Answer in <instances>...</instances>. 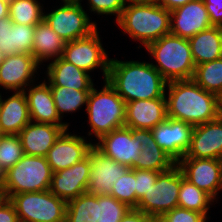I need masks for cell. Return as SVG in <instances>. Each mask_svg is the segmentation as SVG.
<instances>
[{
    "label": "cell",
    "mask_w": 222,
    "mask_h": 222,
    "mask_svg": "<svg viewBox=\"0 0 222 222\" xmlns=\"http://www.w3.org/2000/svg\"><path fill=\"white\" fill-rule=\"evenodd\" d=\"M167 117L197 126L222 115V99L192 79L167 82Z\"/></svg>",
    "instance_id": "obj_1"
},
{
    "label": "cell",
    "mask_w": 222,
    "mask_h": 222,
    "mask_svg": "<svg viewBox=\"0 0 222 222\" xmlns=\"http://www.w3.org/2000/svg\"><path fill=\"white\" fill-rule=\"evenodd\" d=\"M107 81L126 103L166 97L167 81L148 62L110 59Z\"/></svg>",
    "instance_id": "obj_2"
},
{
    "label": "cell",
    "mask_w": 222,
    "mask_h": 222,
    "mask_svg": "<svg viewBox=\"0 0 222 222\" xmlns=\"http://www.w3.org/2000/svg\"><path fill=\"white\" fill-rule=\"evenodd\" d=\"M120 17L115 20L118 27L144 47L170 34V11L153 1L127 2Z\"/></svg>",
    "instance_id": "obj_3"
},
{
    "label": "cell",
    "mask_w": 222,
    "mask_h": 222,
    "mask_svg": "<svg viewBox=\"0 0 222 222\" xmlns=\"http://www.w3.org/2000/svg\"><path fill=\"white\" fill-rule=\"evenodd\" d=\"M145 48L157 62L151 65L167 82L193 78L196 65L187 38L170 33Z\"/></svg>",
    "instance_id": "obj_4"
},
{
    "label": "cell",
    "mask_w": 222,
    "mask_h": 222,
    "mask_svg": "<svg viewBox=\"0 0 222 222\" xmlns=\"http://www.w3.org/2000/svg\"><path fill=\"white\" fill-rule=\"evenodd\" d=\"M104 82L100 91L93 86L85 107L92 129L88 135L94 134L97 140L114 129L125 126L126 102L107 80Z\"/></svg>",
    "instance_id": "obj_5"
},
{
    "label": "cell",
    "mask_w": 222,
    "mask_h": 222,
    "mask_svg": "<svg viewBox=\"0 0 222 222\" xmlns=\"http://www.w3.org/2000/svg\"><path fill=\"white\" fill-rule=\"evenodd\" d=\"M52 170L46 157L26 155L5 172L1 187L9 199L14 194L50 190Z\"/></svg>",
    "instance_id": "obj_6"
},
{
    "label": "cell",
    "mask_w": 222,
    "mask_h": 222,
    "mask_svg": "<svg viewBox=\"0 0 222 222\" xmlns=\"http://www.w3.org/2000/svg\"><path fill=\"white\" fill-rule=\"evenodd\" d=\"M9 201L20 222H66L67 202L50 190L14 194Z\"/></svg>",
    "instance_id": "obj_7"
},
{
    "label": "cell",
    "mask_w": 222,
    "mask_h": 222,
    "mask_svg": "<svg viewBox=\"0 0 222 222\" xmlns=\"http://www.w3.org/2000/svg\"><path fill=\"white\" fill-rule=\"evenodd\" d=\"M184 175L176 164L161 172L157 181L138 201L136 210L153 216L165 214L178 206V193Z\"/></svg>",
    "instance_id": "obj_8"
},
{
    "label": "cell",
    "mask_w": 222,
    "mask_h": 222,
    "mask_svg": "<svg viewBox=\"0 0 222 222\" xmlns=\"http://www.w3.org/2000/svg\"><path fill=\"white\" fill-rule=\"evenodd\" d=\"M43 19L66 42L86 37L97 29V23L90 20L81 4H63L44 13Z\"/></svg>",
    "instance_id": "obj_9"
},
{
    "label": "cell",
    "mask_w": 222,
    "mask_h": 222,
    "mask_svg": "<svg viewBox=\"0 0 222 222\" xmlns=\"http://www.w3.org/2000/svg\"><path fill=\"white\" fill-rule=\"evenodd\" d=\"M97 30L86 37L66 42L62 58L87 73L100 67L105 81L111 58H108L102 47Z\"/></svg>",
    "instance_id": "obj_10"
},
{
    "label": "cell",
    "mask_w": 222,
    "mask_h": 222,
    "mask_svg": "<svg viewBox=\"0 0 222 222\" xmlns=\"http://www.w3.org/2000/svg\"><path fill=\"white\" fill-rule=\"evenodd\" d=\"M140 145L139 129L126 126L114 129L103 135L98 143H94V146L105 156L129 168L137 163L141 151Z\"/></svg>",
    "instance_id": "obj_11"
},
{
    "label": "cell",
    "mask_w": 222,
    "mask_h": 222,
    "mask_svg": "<svg viewBox=\"0 0 222 222\" xmlns=\"http://www.w3.org/2000/svg\"><path fill=\"white\" fill-rule=\"evenodd\" d=\"M177 165L184 178L214 200L222 190V161L207 158H181Z\"/></svg>",
    "instance_id": "obj_12"
},
{
    "label": "cell",
    "mask_w": 222,
    "mask_h": 222,
    "mask_svg": "<svg viewBox=\"0 0 222 222\" xmlns=\"http://www.w3.org/2000/svg\"><path fill=\"white\" fill-rule=\"evenodd\" d=\"M93 146V143L86 142L85 137L64 130L45 157L52 172H57L82 161Z\"/></svg>",
    "instance_id": "obj_13"
},
{
    "label": "cell",
    "mask_w": 222,
    "mask_h": 222,
    "mask_svg": "<svg viewBox=\"0 0 222 222\" xmlns=\"http://www.w3.org/2000/svg\"><path fill=\"white\" fill-rule=\"evenodd\" d=\"M193 129L191 124L167 117L151 131L158 146L178 162L190 147Z\"/></svg>",
    "instance_id": "obj_14"
},
{
    "label": "cell",
    "mask_w": 222,
    "mask_h": 222,
    "mask_svg": "<svg viewBox=\"0 0 222 222\" xmlns=\"http://www.w3.org/2000/svg\"><path fill=\"white\" fill-rule=\"evenodd\" d=\"M91 171V153L82 161L61 171L52 173L50 191L68 202L86 193Z\"/></svg>",
    "instance_id": "obj_15"
},
{
    "label": "cell",
    "mask_w": 222,
    "mask_h": 222,
    "mask_svg": "<svg viewBox=\"0 0 222 222\" xmlns=\"http://www.w3.org/2000/svg\"><path fill=\"white\" fill-rule=\"evenodd\" d=\"M89 152L91 153V171L86 192L96 196L111 195L113 184L129 167L105 156L95 146Z\"/></svg>",
    "instance_id": "obj_16"
},
{
    "label": "cell",
    "mask_w": 222,
    "mask_h": 222,
    "mask_svg": "<svg viewBox=\"0 0 222 222\" xmlns=\"http://www.w3.org/2000/svg\"><path fill=\"white\" fill-rule=\"evenodd\" d=\"M39 65L29 53L6 55L0 66V86L6 90L25 91L35 80Z\"/></svg>",
    "instance_id": "obj_17"
},
{
    "label": "cell",
    "mask_w": 222,
    "mask_h": 222,
    "mask_svg": "<svg viewBox=\"0 0 222 222\" xmlns=\"http://www.w3.org/2000/svg\"><path fill=\"white\" fill-rule=\"evenodd\" d=\"M211 26L203 0H193L170 11V33L173 35L189 39Z\"/></svg>",
    "instance_id": "obj_18"
},
{
    "label": "cell",
    "mask_w": 222,
    "mask_h": 222,
    "mask_svg": "<svg viewBox=\"0 0 222 222\" xmlns=\"http://www.w3.org/2000/svg\"><path fill=\"white\" fill-rule=\"evenodd\" d=\"M183 158H222V115L194 126L190 147Z\"/></svg>",
    "instance_id": "obj_19"
},
{
    "label": "cell",
    "mask_w": 222,
    "mask_h": 222,
    "mask_svg": "<svg viewBox=\"0 0 222 222\" xmlns=\"http://www.w3.org/2000/svg\"><path fill=\"white\" fill-rule=\"evenodd\" d=\"M166 119L165 97L126 103L125 126L128 128L151 130Z\"/></svg>",
    "instance_id": "obj_20"
},
{
    "label": "cell",
    "mask_w": 222,
    "mask_h": 222,
    "mask_svg": "<svg viewBox=\"0 0 222 222\" xmlns=\"http://www.w3.org/2000/svg\"><path fill=\"white\" fill-rule=\"evenodd\" d=\"M33 85L34 83L29 85V89H25L31 121L49 123L68 130L69 123L62 122L58 115L50 85L45 80L41 84Z\"/></svg>",
    "instance_id": "obj_21"
},
{
    "label": "cell",
    "mask_w": 222,
    "mask_h": 222,
    "mask_svg": "<svg viewBox=\"0 0 222 222\" xmlns=\"http://www.w3.org/2000/svg\"><path fill=\"white\" fill-rule=\"evenodd\" d=\"M63 131L61 126L30 121L18 136L24 154L45 157Z\"/></svg>",
    "instance_id": "obj_22"
},
{
    "label": "cell",
    "mask_w": 222,
    "mask_h": 222,
    "mask_svg": "<svg viewBox=\"0 0 222 222\" xmlns=\"http://www.w3.org/2000/svg\"><path fill=\"white\" fill-rule=\"evenodd\" d=\"M31 121L25 91H14L6 100L0 99V132L18 135Z\"/></svg>",
    "instance_id": "obj_23"
},
{
    "label": "cell",
    "mask_w": 222,
    "mask_h": 222,
    "mask_svg": "<svg viewBox=\"0 0 222 222\" xmlns=\"http://www.w3.org/2000/svg\"><path fill=\"white\" fill-rule=\"evenodd\" d=\"M50 86H63L76 90H91L94 86L91 76L62 57L54 59L46 71Z\"/></svg>",
    "instance_id": "obj_24"
},
{
    "label": "cell",
    "mask_w": 222,
    "mask_h": 222,
    "mask_svg": "<svg viewBox=\"0 0 222 222\" xmlns=\"http://www.w3.org/2000/svg\"><path fill=\"white\" fill-rule=\"evenodd\" d=\"M139 141L141 142V151L137 163L132 169L164 172L177 164L169 154L158 146L151 130L139 129Z\"/></svg>",
    "instance_id": "obj_25"
},
{
    "label": "cell",
    "mask_w": 222,
    "mask_h": 222,
    "mask_svg": "<svg viewBox=\"0 0 222 222\" xmlns=\"http://www.w3.org/2000/svg\"><path fill=\"white\" fill-rule=\"evenodd\" d=\"M194 64L222 58V27L211 26L188 39Z\"/></svg>",
    "instance_id": "obj_26"
},
{
    "label": "cell",
    "mask_w": 222,
    "mask_h": 222,
    "mask_svg": "<svg viewBox=\"0 0 222 222\" xmlns=\"http://www.w3.org/2000/svg\"><path fill=\"white\" fill-rule=\"evenodd\" d=\"M65 44L44 19L35 25L32 55L39 64L62 57Z\"/></svg>",
    "instance_id": "obj_27"
},
{
    "label": "cell",
    "mask_w": 222,
    "mask_h": 222,
    "mask_svg": "<svg viewBox=\"0 0 222 222\" xmlns=\"http://www.w3.org/2000/svg\"><path fill=\"white\" fill-rule=\"evenodd\" d=\"M192 80L222 99V58L196 65Z\"/></svg>",
    "instance_id": "obj_28"
},
{
    "label": "cell",
    "mask_w": 222,
    "mask_h": 222,
    "mask_svg": "<svg viewBox=\"0 0 222 222\" xmlns=\"http://www.w3.org/2000/svg\"><path fill=\"white\" fill-rule=\"evenodd\" d=\"M58 115L62 119L64 113H73L83 105H87L91 90H76L63 86H50Z\"/></svg>",
    "instance_id": "obj_29"
},
{
    "label": "cell",
    "mask_w": 222,
    "mask_h": 222,
    "mask_svg": "<svg viewBox=\"0 0 222 222\" xmlns=\"http://www.w3.org/2000/svg\"><path fill=\"white\" fill-rule=\"evenodd\" d=\"M211 202H214V199L205 191L199 189L185 178L181 180L178 193L179 207L203 213L207 216L210 205H212Z\"/></svg>",
    "instance_id": "obj_30"
},
{
    "label": "cell",
    "mask_w": 222,
    "mask_h": 222,
    "mask_svg": "<svg viewBox=\"0 0 222 222\" xmlns=\"http://www.w3.org/2000/svg\"><path fill=\"white\" fill-rule=\"evenodd\" d=\"M9 18L16 24L36 25L44 18L38 0H9Z\"/></svg>",
    "instance_id": "obj_31"
},
{
    "label": "cell",
    "mask_w": 222,
    "mask_h": 222,
    "mask_svg": "<svg viewBox=\"0 0 222 222\" xmlns=\"http://www.w3.org/2000/svg\"><path fill=\"white\" fill-rule=\"evenodd\" d=\"M66 222H97L96 195L86 192L68 201Z\"/></svg>",
    "instance_id": "obj_32"
},
{
    "label": "cell",
    "mask_w": 222,
    "mask_h": 222,
    "mask_svg": "<svg viewBox=\"0 0 222 222\" xmlns=\"http://www.w3.org/2000/svg\"><path fill=\"white\" fill-rule=\"evenodd\" d=\"M130 209L111 195L96 196L97 222H120Z\"/></svg>",
    "instance_id": "obj_33"
},
{
    "label": "cell",
    "mask_w": 222,
    "mask_h": 222,
    "mask_svg": "<svg viewBox=\"0 0 222 222\" xmlns=\"http://www.w3.org/2000/svg\"><path fill=\"white\" fill-rule=\"evenodd\" d=\"M111 196L131 209L137 207L139 200L136 198L135 169L129 168L117 179V182L113 184Z\"/></svg>",
    "instance_id": "obj_34"
},
{
    "label": "cell",
    "mask_w": 222,
    "mask_h": 222,
    "mask_svg": "<svg viewBox=\"0 0 222 222\" xmlns=\"http://www.w3.org/2000/svg\"><path fill=\"white\" fill-rule=\"evenodd\" d=\"M24 155L18 135L0 137V167L4 172L14 166Z\"/></svg>",
    "instance_id": "obj_35"
},
{
    "label": "cell",
    "mask_w": 222,
    "mask_h": 222,
    "mask_svg": "<svg viewBox=\"0 0 222 222\" xmlns=\"http://www.w3.org/2000/svg\"><path fill=\"white\" fill-rule=\"evenodd\" d=\"M0 50L6 54H20L17 49L16 23L9 17L0 19Z\"/></svg>",
    "instance_id": "obj_36"
},
{
    "label": "cell",
    "mask_w": 222,
    "mask_h": 222,
    "mask_svg": "<svg viewBox=\"0 0 222 222\" xmlns=\"http://www.w3.org/2000/svg\"><path fill=\"white\" fill-rule=\"evenodd\" d=\"M91 12L98 15H116V20L120 17L126 0H88Z\"/></svg>",
    "instance_id": "obj_37"
},
{
    "label": "cell",
    "mask_w": 222,
    "mask_h": 222,
    "mask_svg": "<svg viewBox=\"0 0 222 222\" xmlns=\"http://www.w3.org/2000/svg\"><path fill=\"white\" fill-rule=\"evenodd\" d=\"M160 173L154 170L135 169L136 198L138 200L150 189L151 185L155 184Z\"/></svg>",
    "instance_id": "obj_38"
},
{
    "label": "cell",
    "mask_w": 222,
    "mask_h": 222,
    "mask_svg": "<svg viewBox=\"0 0 222 222\" xmlns=\"http://www.w3.org/2000/svg\"><path fill=\"white\" fill-rule=\"evenodd\" d=\"M35 25L16 24L17 49L32 54Z\"/></svg>",
    "instance_id": "obj_39"
},
{
    "label": "cell",
    "mask_w": 222,
    "mask_h": 222,
    "mask_svg": "<svg viewBox=\"0 0 222 222\" xmlns=\"http://www.w3.org/2000/svg\"><path fill=\"white\" fill-rule=\"evenodd\" d=\"M172 222H206L208 216L177 206L165 213Z\"/></svg>",
    "instance_id": "obj_40"
},
{
    "label": "cell",
    "mask_w": 222,
    "mask_h": 222,
    "mask_svg": "<svg viewBox=\"0 0 222 222\" xmlns=\"http://www.w3.org/2000/svg\"><path fill=\"white\" fill-rule=\"evenodd\" d=\"M212 26L222 27V0H203Z\"/></svg>",
    "instance_id": "obj_41"
},
{
    "label": "cell",
    "mask_w": 222,
    "mask_h": 222,
    "mask_svg": "<svg viewBox=\"0 0 222 222\" xmlns=\"http://www.w3.org/2000/svg\"><path fill=\"white\" fill-rule=\"evenodd\" d=\"M0 222H20L15 207L9 199L0 206Z\"/></svg>",
    "instance_id": "obj_42"
},
{
    "label": "cell",
    "mask_w": 222,
    "mask_h": 222,
    "mask_svg": "<svg viewBox=\"0 0 222 222\" xmlns=\"http://www.w3.org/2000/svg\"><path fill=\"white\" fill-rule=\"evenodd\" d=\"M120 222H151V216L136 209H130Z\"/></svg>",
    "instance_id": "obj_43"
},
{
    "label": "cell",
    "mask_w": 222,
    "mask_h": 222,
    "mask_svg": "<svg viewBox=\"0 0 222 222\" xmlns=\"http://www.w3.org/2000/svg\"><path fill=\"white\" fill-rule=\"evenodd\" d=\"M193 0H153L154 3H157L160 6H163L166 10L173 11L186 3Z\"/></svg>",
    "instance_id": "obj_44"
},
{
    "label": "cell",
    "mask_w": 222,
    "mask_h": 222,
    "mask_svg": "<svg viewBox=\"0 0 222 222\" xmlns=\"http://www.w3.org/2000/svg\"><path fill=\"white\" fill-rule=\"evenodd\" d=\"M9 17V0H0V19Z\"/></svg>",
    "instance_id": "obj_45"
},
{
    "label": "cell",
    "mask_w": 222,
    "mask_h": 222,
    "mask_svg": "<svg viewBox=\"0 0 222 222\" xmlns=\"http://www.w3.org/2000/svg\"><path fill=\"white\" fill-rule=\"evenodd\" d=\"M151 222H172L165 214L151 216Z\"/></svg>",
    "instance_id": "obj_46"
},
{
    "label": "cell",
    "mask_w": 222,
    "mask_h": 222,
    "mask_svg": "<svg viewBox=\"0 0 222 222\" xmlns=\"http://www.w3.org/2000/svg\"><path fill=\"white\" fill-rule=\"evenodd\" d=\"M7 195L0 185V206L7 200Z\"/></svg>",
    "instance_id": "obj_47"
},
{
    "label": "cell",
    "mask_w": 222,
    "mask_h": 222,
    "mask_svg": "<svg viewBox=\"0 0 222 222\" xmlns=\"http://www.w3.org/2000/svg\"><path fill=\"white\" fill-rule=\"evenodd\" d=\"M64 4H81L82 0H62Z\"/></svg>",
    "instance_id": "obj_48"
},
{
    "label": "cell",
    "mask_w": 222,
    "mask_h": 222,
    "mask_svg": "<svg viewBox=\"0 0 222 222\" xmlns=\"http://www.w3.org/2000/svg\"><path fill=\"white\" fill-rule=\"evenodd\" d=\"M6 54H4L1 50H0V66L3 63V61L5 60Z\"/></svg>",
    "instance_id": "obj_49"
},
{
    "label": "cell",
    "mask_w": 222,
    "mask_h": 222,
    "mask_svg": "<svg viewBox=\"0 0 222 222\" xmlns=\"http://www.w3.org/2000/svg\"><path fill=\"white\" fill-rule=\"evenodd\" d=\"M4 176H5V172L2 170V168L0 167V184L1 182L3 181L4 179Z\"/></svg>",
    "instance_id": "obj_50"
},
{
    "label": "cell",
    "mask_w": 222,
    "mask_h": 222,
    "mask_svg": "<svg viewBox=\"0 0 222 222\" xmlns=\"http://www.w3.org/2000/svg\"><path fill=\"white\" fill-rule=\"evenodd\" d=\"M153 1V0H126V2Z\"/></svg>",
    "instance_id": "obj_51"
}]
</instances>
